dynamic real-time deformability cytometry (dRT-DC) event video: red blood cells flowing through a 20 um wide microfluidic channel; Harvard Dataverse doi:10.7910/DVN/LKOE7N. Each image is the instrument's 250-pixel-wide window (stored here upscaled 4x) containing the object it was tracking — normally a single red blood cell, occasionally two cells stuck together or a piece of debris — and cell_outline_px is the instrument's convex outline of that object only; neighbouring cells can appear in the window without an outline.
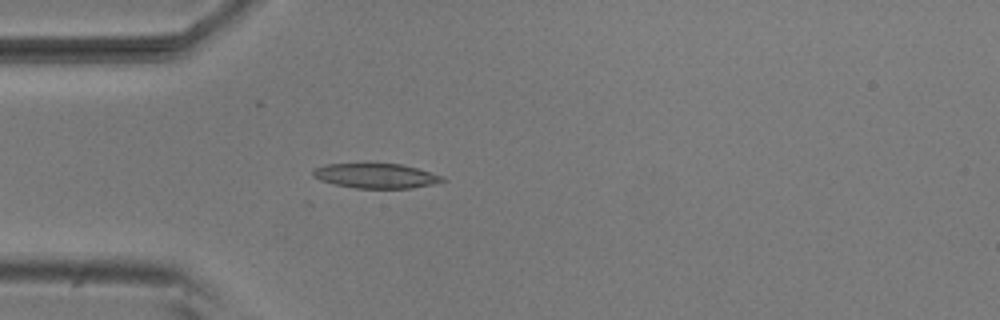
{"species": "common noctule bat (a hibernating species)", "species_latin": "Nyctalus noctula", "temperature_condition": "room temperature", "stored_images_in_passage": 1, "camera_frame_rate_fps": 3000, "um_per_image_px": 0.085, "animal": {"sex": "male", "body_mass_g": 20.5, "forearm_length_mm": 52.5}, "frame": {"image": 1, "passage_image": 1, "time_ms": 0.0, "image_size_px": [1000, 320], "cell_outline_px": [[448, 180], [432, 184], [412, 188], [356, 188], [336, 184], [320, 180], [312, 176], [312, 168], [324, 164], [400, 164], [416, 168], [444, 176]], "centroid_in_image_um": [31.94, 14.94], "position_along_channel_um": 53.1, "area_um2": 18.61}}